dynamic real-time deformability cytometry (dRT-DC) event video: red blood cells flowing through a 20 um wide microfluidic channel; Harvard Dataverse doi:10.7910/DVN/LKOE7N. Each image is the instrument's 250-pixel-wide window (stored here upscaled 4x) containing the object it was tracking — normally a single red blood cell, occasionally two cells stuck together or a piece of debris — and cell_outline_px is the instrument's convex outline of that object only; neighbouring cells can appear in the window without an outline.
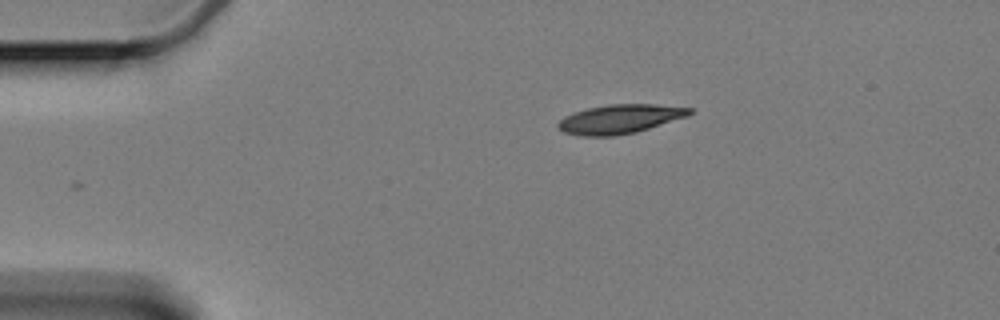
{"species": "Egyptian fruit bat (a non-hibernating species)", "species_latin": "Rousettus aegyptiacus", "temperature_condition": "cold", "stored_images_in_passage": 36, "camera_frame_rate_fps": 3000, "um_per_image_px": 0.085, "animal": {"sex": "female"}, "frame": {"image": 1, "passage_image": 1, "time_ms": 0.0, "image_size_px": [1000, 320], "cell_outline_px": [[692, 112], [688, 116], [636, 132], [616, 136], [580, 136], [564, 132], [556, 128], [556, 124], [564, 116], [588, 108], [608, 104], [656, 104], [692, 108]], "centroid_in_image_um": [52.67, 10.12], "position_along_channel_um": 32.3, "area_um2": 22.31}}
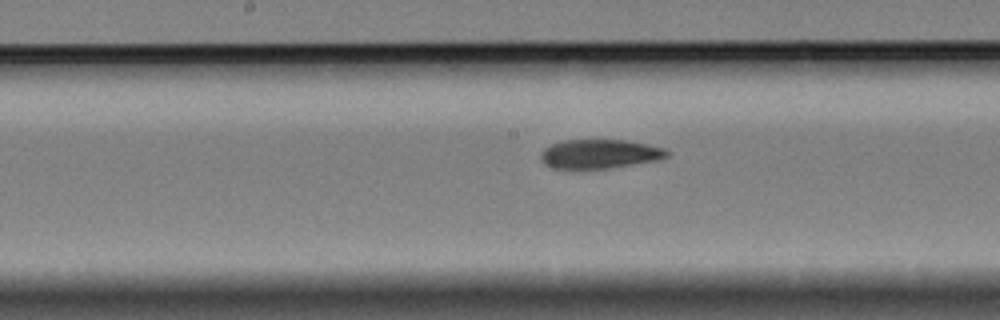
{"frame": {"image": 2, "passage_image": 20, "time_ms": 6.333, "image_size_px": [1000, 320], "cell_outline_px": [[668, 156], [656, 160], [608, 168], [552, 168], [544, 164], [540, 160], [540, 152], [544, 148], [552, 144], [564, 140], [624, 140], [648, 144], [664, 148], [668, 152]], "centroid_in_image_um": [50.92, 13.08], "position_along_channel_um": 197.3, "area_um2": 21.21}}
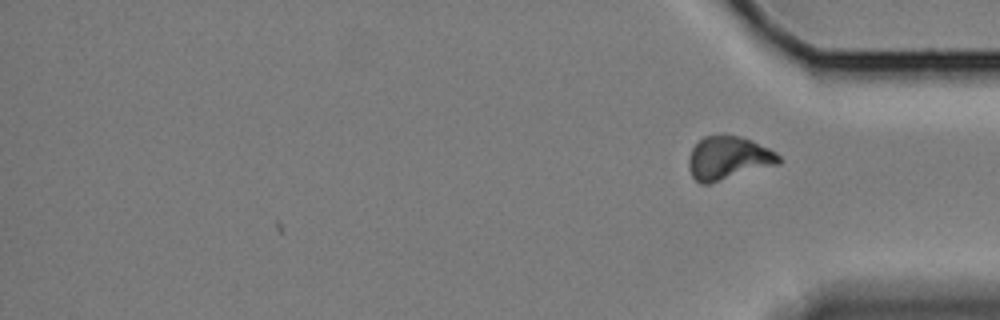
{"frame": {"image": 3, "passage_image": 36, "time_ms": 11.667, "image_size_px": [1000, 320], "cell_outline_px": [[784, 160], [780, 164], [708, 184], [700, 184], [692, 176], [688, 168], [688, 160], [692, 148], [704, 136], [720, 132], [724, 132], [740, 136], [752, 140], [776, 152]], "centroid_in_image_um": [61.92, 13.4], "position_along_channel_um": 373.3, "area_um2": 23.35}, "authors_computed_cell_mechanics": {"area_um2": 22.5998, "velocity_mm_per_s": 3.334, "shape_relaxation_time_tau1_ms": null, "shape_relaxation_time_tau2_ms": 3.4798, "deformation_change_tau1": null, "deformation_change_tau2": 0.0748}}